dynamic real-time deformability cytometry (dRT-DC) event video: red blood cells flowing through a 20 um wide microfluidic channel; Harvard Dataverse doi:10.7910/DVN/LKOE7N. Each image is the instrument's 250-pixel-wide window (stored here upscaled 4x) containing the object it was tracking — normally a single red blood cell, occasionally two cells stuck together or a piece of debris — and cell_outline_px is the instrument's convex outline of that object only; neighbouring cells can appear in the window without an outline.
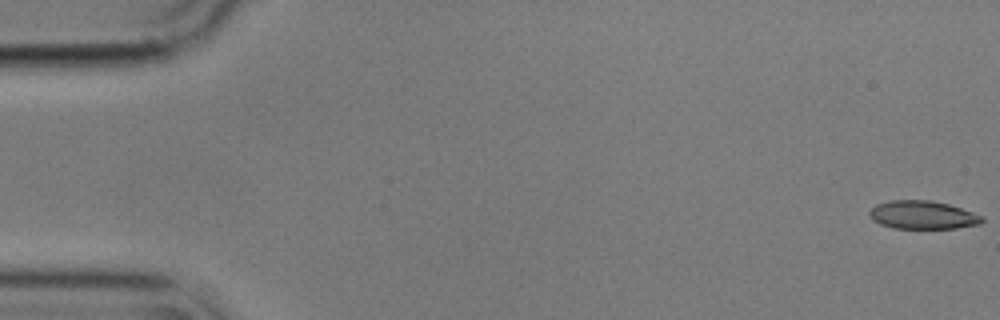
{"species": "common noctule bat (a hibernating species)", "species_latin": "Nyctalus noctula", "temperature_condition": "cold", "stored_images_in_passage": 56, "camera_frame_rate_fps": 3000, "um_per_image_px": 0.085, "animal": {"sex": "male", "body_mass_g": 17.9}, "frame": {"image": 1, "passage_image": 1, "time_ms": 0.0, "image_size_px": [1000, 320], "cell_outline_px": [[984, 220], [980, 224], [956, 228], [892, 228], [880, 224], [872, 220], [868, 212], [876, 204], [888, 200], [928, 200], [948, 204], [984, 216]], "centroid_in_image_um": [78.41, 18.27], "position_along_channel_um": 6.6, "area_um2": 18.55}}
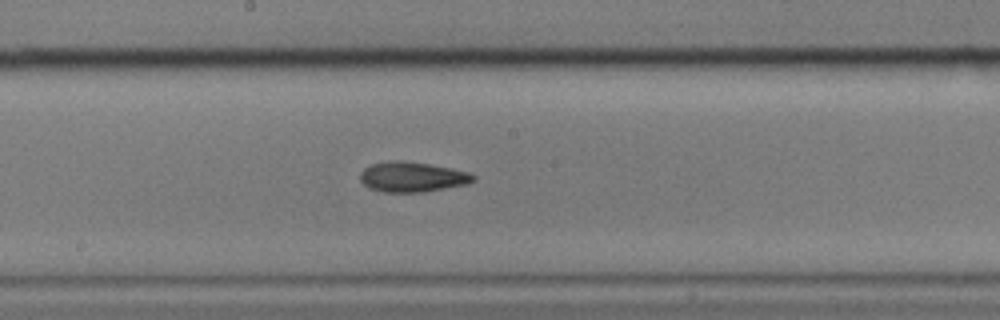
{"frame": {"image": 2, "passage_image": 30, "time_ms": 9.667, "image_size_px": [1000, 320], "cell_outline_px": [[476, 180], [468, 184], [424, 192], [384, 192], [368, 188], [360, 180], [360, 172], [364, 168], [372, 164], [392, 160], [396, 160], [428, 164], [452, 168], [468, 172], [476, 176]], "centroid_in_image_um": [35.05, 15.05], "position_along_channel_um": 213.2, "area_um2": 19.88}}
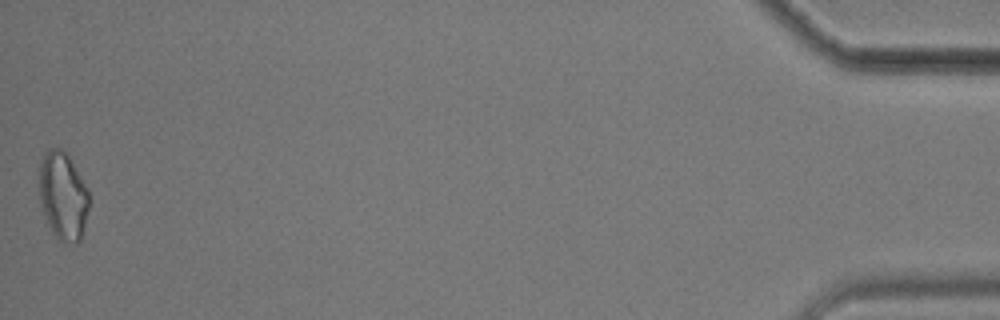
{"frame": {"image": 3, "passage_image": 56, "time_ms": 18.333, "image_size_px": [1000, 320], "cell_outline_px": [[88, 208], [80, 240], [76, 244], [64, 244], [52, 232], [48, 224], [40, 200], [40, 160], [44, 152], [48, 148], [60, 148], [68, 152], [88, 188]], "centroid_in_image_um": [5.36, 16.61], "position_along_channel_um": 429.8, "area_um2": 25.66}, "authors_computed_cell_mechanics": {"area_um2": 19.7676, "velocity_mm_per_s": 3.5775, "shape_relaxation_time_tau1_ms": null, "shape_relaxation_time_tau2_ms": 8.2647, "deformation_change_tau1": null, "deformation_change_tau2": 0.1704}}